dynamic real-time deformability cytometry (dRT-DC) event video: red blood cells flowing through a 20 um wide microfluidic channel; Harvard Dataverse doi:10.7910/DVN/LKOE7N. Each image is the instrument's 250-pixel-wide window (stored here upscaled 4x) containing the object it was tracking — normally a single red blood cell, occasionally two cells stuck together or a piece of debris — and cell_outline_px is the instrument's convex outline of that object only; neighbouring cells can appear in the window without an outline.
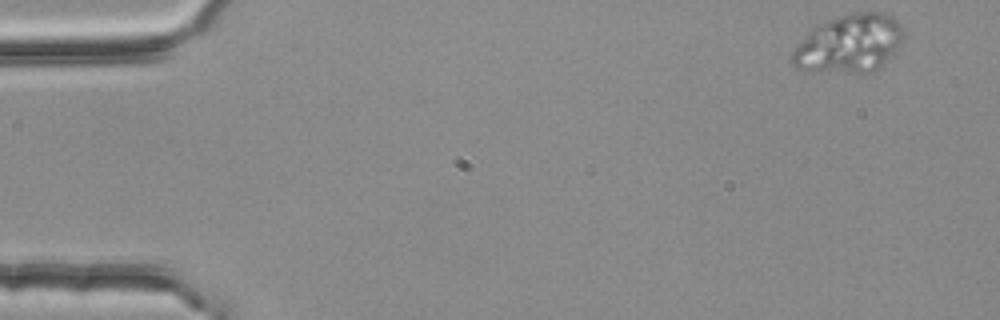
{"species": "common noctule bat (a hibernating species)", "species_latin": "Nyctalus noctula", "temperature_condition": "room temperature", "stored_images_in_passage": 4, "camera_frame_rate_fps": 3000, "um_per_image_px": 0.085, "animal": {"sex": "female", "body_mass_g": 25.1}, "frame": {"image": 1, "passage_image": 1, "time_ms": 0.0, "image_size_px": [1000, 320], "cell_outline_px": [[904, 40], [884, 64], [876, 72], [856, 72], [796, 68], [788, 60], [792, 52], [804, 36], [816, 24], [844, 12], [884, 12], [892, 16], [904, 28]], "centroid_in_image_um": [72.21, 3.66], "position_along_channel_um": 12.8, "area_um2": 38.03}}
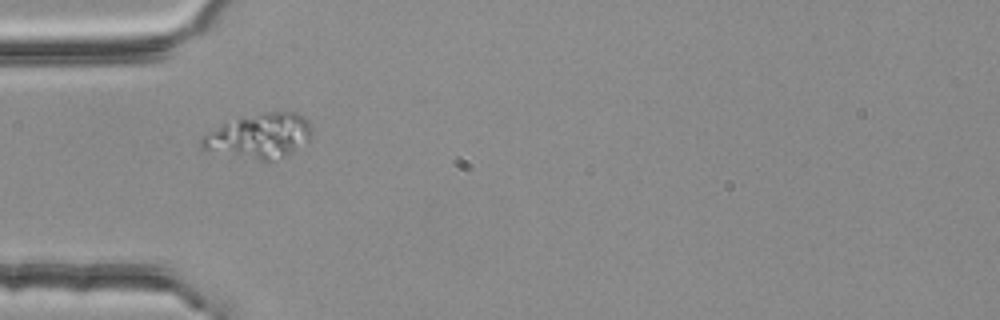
{"frame": {"image": 2, "passage_image": 4, "time_ms": 1.0, "image_size_px": [1000, 320], "cell_outline_px": [[312, 136], [308, 140], [296, 148], [268, 164], [204, 148], [200, 144], [200, 140], [204, 136], [224, 120], [264, 112], [296, 112], [308, 124]], "centroid_in_image_um": [22.0, 11.55], "position_along_channel_um": 63.0, "area_um2": 28.5}}